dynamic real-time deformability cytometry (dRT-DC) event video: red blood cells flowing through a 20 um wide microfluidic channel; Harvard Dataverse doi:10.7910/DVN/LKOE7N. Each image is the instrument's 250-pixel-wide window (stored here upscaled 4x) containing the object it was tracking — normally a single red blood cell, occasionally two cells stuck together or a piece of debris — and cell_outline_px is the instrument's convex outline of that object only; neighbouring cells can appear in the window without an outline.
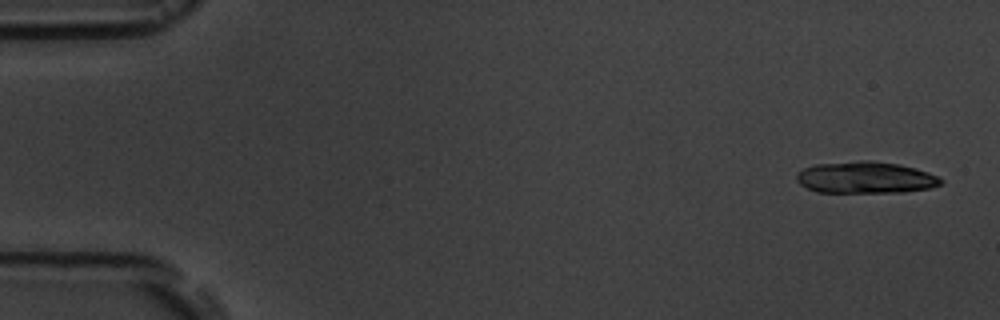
{"species": "common noctule bat (a hibernating species)", "species_latin": "Nyctalus noctula", "temperature_condition": "room temperature", "stored_images_in_passage": 6, "camera_frame_rate_fps": 3000, "um_per_image_px": 0.085, "animal": {"sex": "male", "body_mass_g": 19.5, "forearm_length_mm": 54.6}, "frame": {"image": 1, "passage_image": 1, "time_ms": 0.0, "image_size_px": [1000, 320], "cell_outline_px": [[944, 180], [940, 184], [928, 188], [904, 192], [816, 192], [800, 184], [796, 180], [796, 176], [804, 168], [816, 164], [860, 160], [872, 160], [900, 164], [916, 168], [928, 172]], "centroid_in_image_um": [73.57, 15.08], "position_along_channel_um": 11.4, "area_um2": 26.65}}
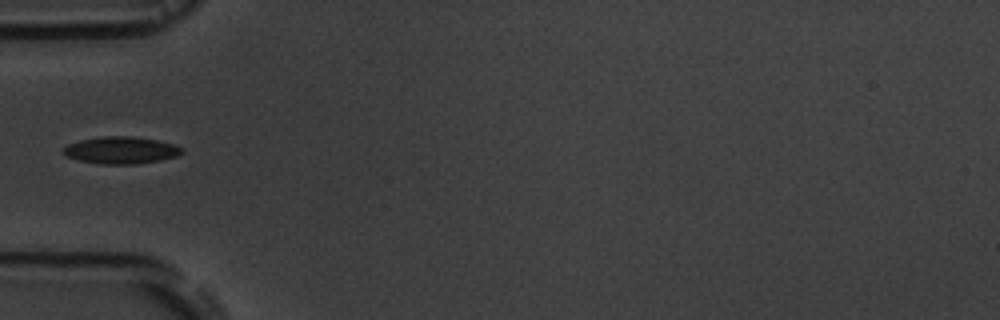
{"frame": {"image": 2, "passage_image": 5, "time_ms": 5.333, "image_size_px": [1000, 320], "cell_outline_px": [[184, 152], [176, 156], [160, 160], [136, 164], [100, 164], [76, 160], [64, 156], [64, 148], [68, 144], [80, 140], [100, 136], [132, 136], [156, 140], [172, 144], [184, 148]], "centroid_in_image_um": [10.26, 12.77], "position_along_channel_um": 74.7, "area_um2": 18.79}}
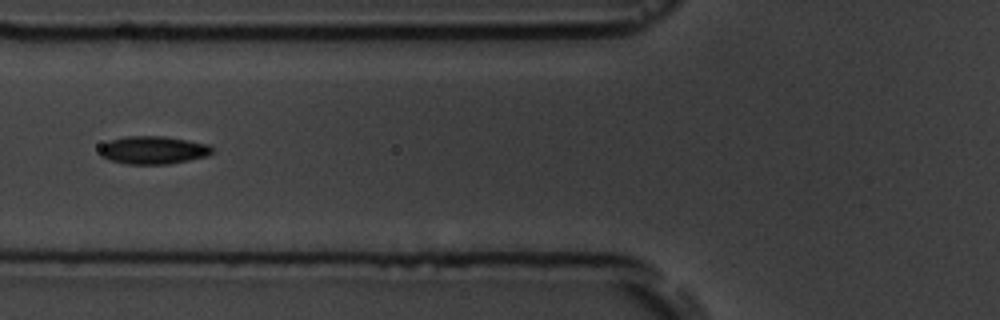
{"frame": {"image": 3, "passage_image": 6, "time_ms": 6.333, "image_size_px": [1000, 320], "cell_outline_px": [[212, 152], [208, 156], [168, 164], [124, 164], [108, 160], [100, 156], [100, 148], [108, 140], [124, 136], [164, 136], [188, 140], [208, 144], [212, 148]], "centroid_in_image_um": [12.99, 12.76], "position_along_channel_um": 112.8, "area_um2": 18.44}}